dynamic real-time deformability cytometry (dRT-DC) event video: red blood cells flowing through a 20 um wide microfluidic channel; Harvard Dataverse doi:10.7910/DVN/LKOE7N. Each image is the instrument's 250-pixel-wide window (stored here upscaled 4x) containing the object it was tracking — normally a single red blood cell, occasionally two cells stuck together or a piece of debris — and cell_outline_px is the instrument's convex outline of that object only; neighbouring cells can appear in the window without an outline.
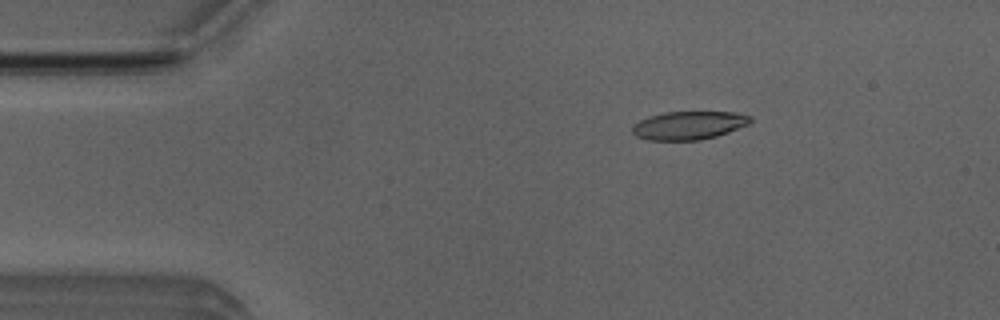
{"species": "Egyptian fruit bat (a non-hibernating species)", "species_latin": "Rousettus aegyptiacus", "temperature_condition": "room temperature", "stored_images_in_passage": 44, "camera_frame_rate_fps": 3000, "um_per_image_px": 0.085, "animal": {"sex": "male"}, "frame": {"image": 1, "passage_image": 1, "time_ms": 0.0, "image_size_px": [1000, 320], "cell_outline_px": [[752, 120], [748, 124], [728, 132], [716, 136], [700, 140], [648, 140], [636, 136], [632, 132], [632, 124], [648, 116], [664, 112], [736, 112], [752, 116]], "centroid_in_image_um": [58.53, 10.65], "position_along_channel_um": 26.5, "area_um2": 19.54}}
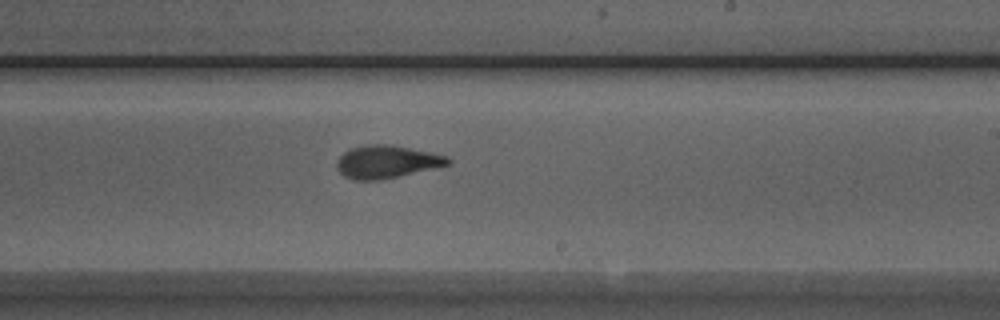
{"frame": {"image": 2, "passage_image": 23, "time_ms": 7.333, "image_size_px": [1000, 320], "cell_outline_px": [[452, 160], [448, 164], [440, 168], [380, 180], [352, 180], [344, 176], [336, 168], [336, 164], [340, 156], [344, 152], [352, 148], [368, 144], [388, 144], [448, 156]], "centroid_in_image_um": [32.88, 13.77], "position_along_channel_um": 256.1, "area_um2": 21.33}}
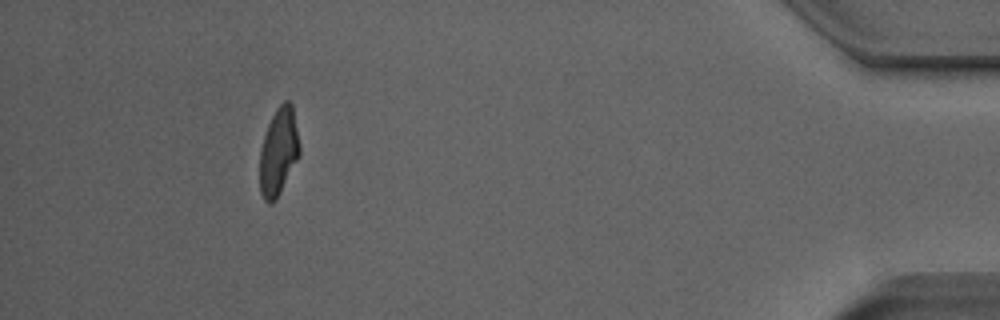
{"frame": {"image": 3, "passage_image": 40, "time_ms": 13.0, "image_size_px": [1000, 320], "cell_outline_px": [[300, 156], [276, 200], [272, 204], [268, 204], [264, 200], [260, 192], [260, 148], [268, 124], [276, 108], [284, 100], [288, 100], [292, 104], [300, 144]], "centroid_in_image_um": [23.69, 12.91], "position_along_channel_um": 411.5, "area_um2": 20.52}, "authors_computed_cell_mechanics": {"area_um2": 20.7213, "velocity_mm_per_s": 3.9287, "shape_relaxation_time_tau1_ms": 5.7457, "shape_relaxation_time_tau2_ms": 1.8725, "deformation_change_tau1": 0.2249, "deformation_change_tau2": 0.1006}}